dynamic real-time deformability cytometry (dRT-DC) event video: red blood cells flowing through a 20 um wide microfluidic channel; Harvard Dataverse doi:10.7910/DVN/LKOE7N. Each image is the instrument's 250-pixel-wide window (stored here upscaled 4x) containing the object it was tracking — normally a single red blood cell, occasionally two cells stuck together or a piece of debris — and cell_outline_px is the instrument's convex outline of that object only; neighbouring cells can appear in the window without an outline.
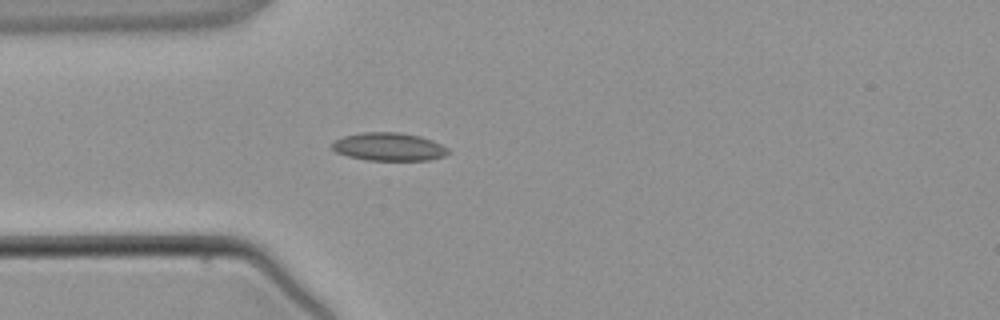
{"species": "common noctule bat (a hibernating species)", "species_latin": "Nyctalus noctula", "temperature_condition": "warm", "stored_images_in_passage": 4, "camera_frame_rate_fps": 3000, "um_per_image_px": 0.085, "animal": {"sex": "male", "body_mass_g": 21.5, "forearm_length_mm": 52.0}, "frame": {"image": 1, "passage_image": 4, "time_ms": 3.667, "image_size_px": [1000, 320], "cell_outline_px": [[448, 152], [444, 156], [428, 160], [368, 160], [348, 156], [336, 152], [332, 148], [332, 144], [336, 140], [344, 136], [364, 132], [400, 132], [420, 136], [432, 140], [448, 148]], "centroid_in_image_um": [33.06, 12.47], "position_along_channel_um": 51.9, "area_um2": 18.84}}